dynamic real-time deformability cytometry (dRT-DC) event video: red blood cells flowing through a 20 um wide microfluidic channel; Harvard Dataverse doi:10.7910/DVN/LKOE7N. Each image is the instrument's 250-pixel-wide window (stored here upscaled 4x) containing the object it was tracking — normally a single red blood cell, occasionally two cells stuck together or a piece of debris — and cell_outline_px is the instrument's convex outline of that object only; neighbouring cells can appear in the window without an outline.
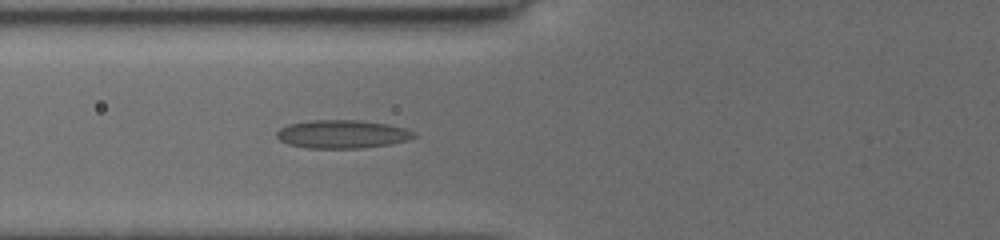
{"species": "common noctule bat (a hibernating species)", "species_latin": "Nyctalus noctula", "temperature_condition": "cold", "stored_images_in_passage": 4, "camera_frame_rate_fps": 3000, "um_per_image_px": 0.085, "animal": {"sex": "female", "body_mass_g": 19.5, "forearm_length_mm": 54.1}, "frame": {"image": 1, "passage_image": 4, "time_ms": 2.667, "image_size_px": [1000, 240], "cell_outline_px": [[416, 136], [408, 140], [388, 144], [360, 148], [308, 148], [288, 144], [280, 140], [276, 136], [276, 132], [280, 128], [288, 124], [308, 120], [360, 120], [388, 124], [404, 128], [416, 132]], "centroid_in_image_um": [29.07, 11.39], "position_along_channel_um": 96.7, "area_um2": 22.66}}